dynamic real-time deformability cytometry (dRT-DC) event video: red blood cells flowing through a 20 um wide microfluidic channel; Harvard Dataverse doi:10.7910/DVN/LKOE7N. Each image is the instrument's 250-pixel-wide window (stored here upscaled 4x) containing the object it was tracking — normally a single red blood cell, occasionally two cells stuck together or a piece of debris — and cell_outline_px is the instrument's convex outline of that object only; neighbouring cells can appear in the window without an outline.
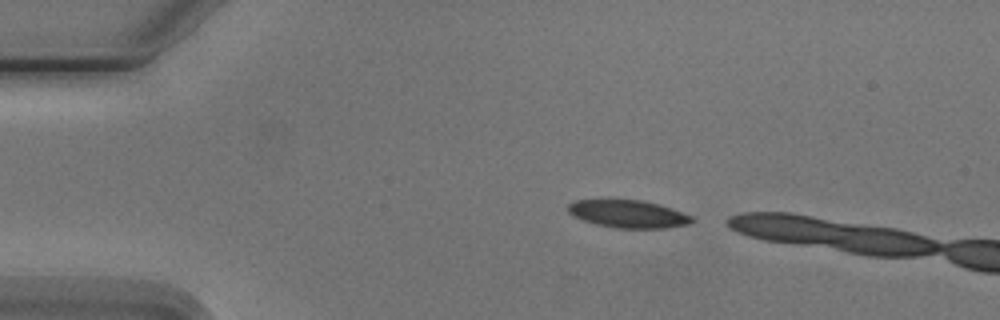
{"species": "Egyptian fruit bat (a non-hibernating species)", "species_latin": "Rousettus aegyptiacus", "temperature_condition": "cold", "stored_images_in_passage": 2, "segment_of_instrument_passage": [2, 2], "camera_frame_rate_fps": 3000, "um_per_image_px": 0.085, "animal": {"sex": "male"}, "frame": {"image": 1, "passage_image": 2, "time_ms": 1.333, "image_size_px": [1000, 320], "cell_outline_px": [[696, 220], [692, 224], [664, 228], [616, 228], [596, 224], [584, 220], [568, 212], [568, 204], [576, 200], [640, 200], [660, 204], [672, 208], [692, 216]], "centroid_in_image_um": [53.47, 18.19], "position_along_channel_um": 31.5, "area_um2": 19.94}}